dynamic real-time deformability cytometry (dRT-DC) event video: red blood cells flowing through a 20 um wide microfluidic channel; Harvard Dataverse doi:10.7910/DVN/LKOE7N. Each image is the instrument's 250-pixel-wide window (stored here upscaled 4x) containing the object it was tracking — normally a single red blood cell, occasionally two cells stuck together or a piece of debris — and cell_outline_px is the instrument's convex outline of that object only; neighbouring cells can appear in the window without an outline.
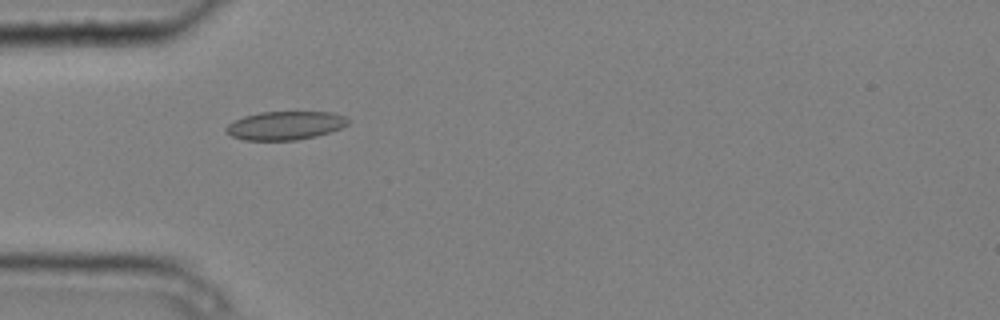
{"species": "common noctule bat (a hibernating species)", "species_latin": "Nyctalus noctula", "temperature_condition": "cold", "stored_images_in_passage": 6, "camera_frame_rate_fps": 3000, "um_per_image_px": 0.085, "animal": {"sex": "male", "body_mass_g": 20.4}, "frame": {"image": 1, "passage_image": 5, "time_ms": 1.333, "image_size_px": [1000, 320], "cell_outline_px": [[352, 120], [348, 124], [340, 128], [316, 136], [296, 140], [244, 140], [232, 136], [224, 132], [224, 128], [228, 124], [244, 116], [260, 112], [332, 112], [344, 116]], "centroid_in_image_um": [24.23, 10.67], "position_along_channel_um": 60.8, "area_um2": 20.29}}
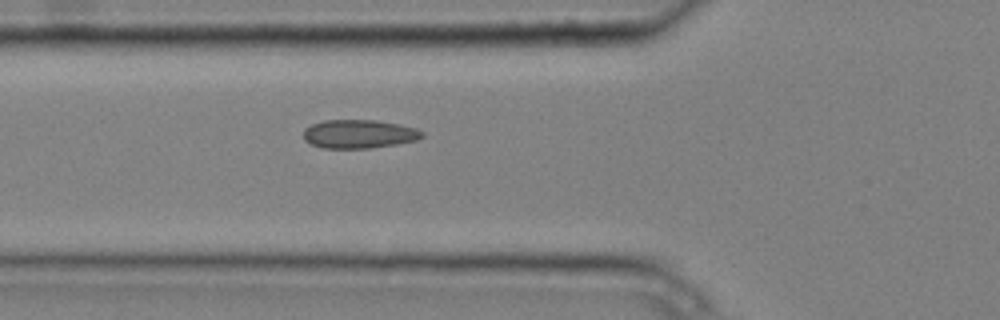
{"frame": {"image": 2, "passage_image": 6, "time_ms": 1.667, "image_size_px": [1000, 320], "cell_outline_px": [[424, 136], [416, 140], [396, 144], [368, 148], [320, 148], [308, 144], [304, 140], [304, 128], [312, 124], [324, 120], [376, 120], [400, 124], [416, 128], [424, 132]], "centroid_in_image_um": [30.49, 11.39], "position_along_channel_um": 95.3, "area_um2": 19.94}}